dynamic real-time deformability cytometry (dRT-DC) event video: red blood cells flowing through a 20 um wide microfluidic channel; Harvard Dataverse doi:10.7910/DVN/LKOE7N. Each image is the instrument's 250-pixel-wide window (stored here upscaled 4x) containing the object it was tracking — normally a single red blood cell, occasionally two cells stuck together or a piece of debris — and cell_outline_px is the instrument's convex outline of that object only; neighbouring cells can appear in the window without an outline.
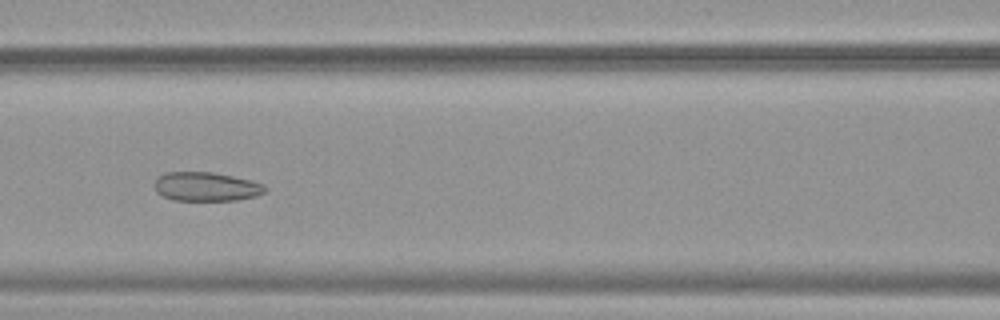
{"species": "common noctule bat (a hibernating species)", "species_latin": "Nyctalus noctula", "temperature_condition": "warm", "stored_images_in_passage": 54, "camera_frame_rate_fps": 3000, "um_per_image_px": 0.085, "animal": {"sex": "female", "body_mass_g": 19.9}, "frame": {"image": 1, "passage_image": 25, "time_ms": 8.0, "image_size_px": [1000, 320], "cell_outline_px": [[264, 192], [256, 196], [236, 200], [172, 200], [156, 192], [152, 184], [164, 172], [212, 172], [232, 176], [248, 180], [260, 184], [264, 188]], "centroid_in_image_um": [17.44, 15.86], "position_along_channel_um": 149.2, "area_um2": 18.44}}
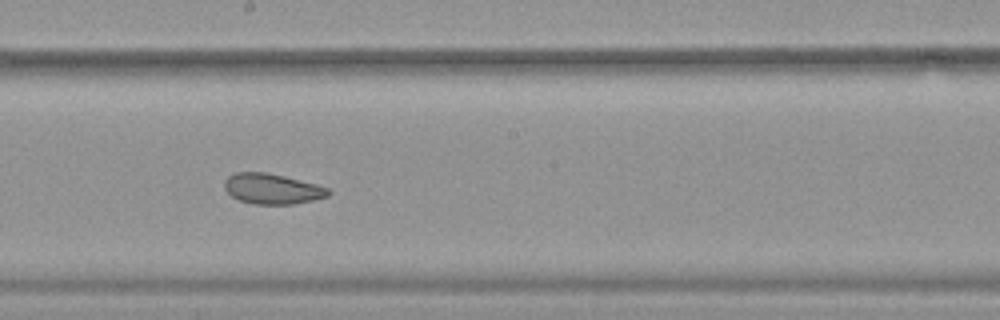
{"frame": {"image": 2, "passage_image": 31, "time_ms": 10.0, "image_size_px": [1000, 320], "cell_outline_px": [[332, 192], [328, 196], [312, 200], [292, 204], [252, 204], [240, 200], [232, 196], [224, 188], [224, 180], [228, 176], [236, 172], [268, 172], [316, 184], [328, 188]], "centroid_in_image_um": [23.12, 16.04], "position_along_channel_um": 225.1, "area_um2": 18.38}}
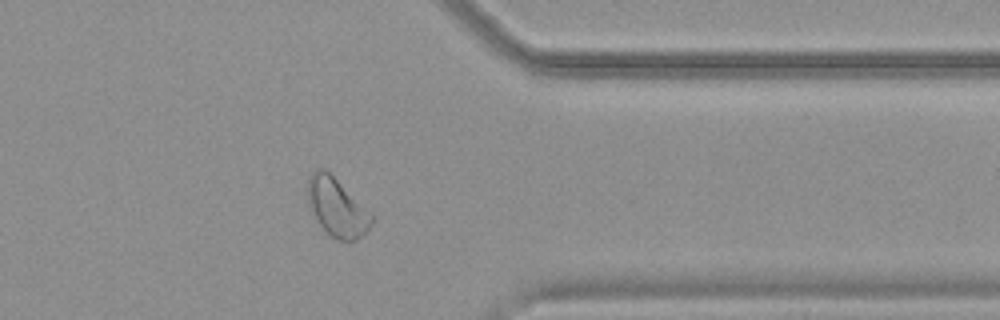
{"frame": {"image": 3, "passage_image": 44, "time_ms": 14.333, "image_size_px": [1000, 320], "cell_outline_px": [[376, 216], [372, 224], [356, 240], [336, 240], [320, 224], [308, 204], [308, 176], [316, 168], [324, 168], [372, 212]], "centroid_in_image_um": [28.66, 17.6], "position_along_channel_um": 382.7, "area_um2": 21.5}, "authors_computed_cell_mechanics": {"area_um2": 24.1026, "velocity_mm_per_s": 3.821, "shape_relaxation_time_tau1_ms": null, "shape_relaxation_time_tau2_ms": 1.8786, "deformation_change_tau1": null, "deformation_change_tau2": 0.0752}}